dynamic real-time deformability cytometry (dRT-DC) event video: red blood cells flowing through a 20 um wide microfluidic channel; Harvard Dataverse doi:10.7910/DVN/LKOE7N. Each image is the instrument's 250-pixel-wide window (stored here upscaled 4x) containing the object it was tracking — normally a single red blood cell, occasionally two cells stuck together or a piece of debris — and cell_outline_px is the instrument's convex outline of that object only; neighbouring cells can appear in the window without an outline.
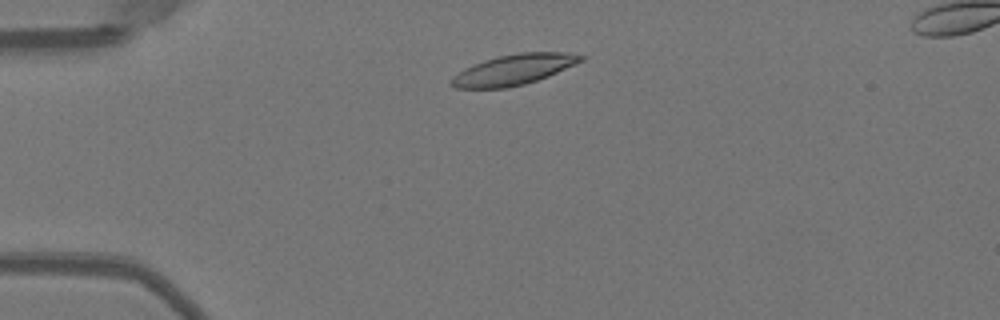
{"species": "Egyptian fruit bat (a non-hibernating species)", "species_latin": "Rousettus aegyptiacus", "temperature_condition": "warm", "stored_images_in_passage": 45, "camera_frame_rate_fps": 3000, "um_per_image_px": 0.085, "animal": {"sex": "female"}, "frame": {"image": 1, "passage_image": 6, "time_ms": 1.667, "image_size_px": [1000, 320], "cell_outline_px": [[584, 60], [548, 76], [524, 84], [508, 88], [456, 88], [452, 84], [452, 80], [464, 68], [472, 64], [484, 60], [500, 56], [520, 52], [564, 52], [584, 56]], "centroid_in_image_um": [43.69, 5.91], "position_along_channel_um": 41.3, "area_um2": 22.6}}
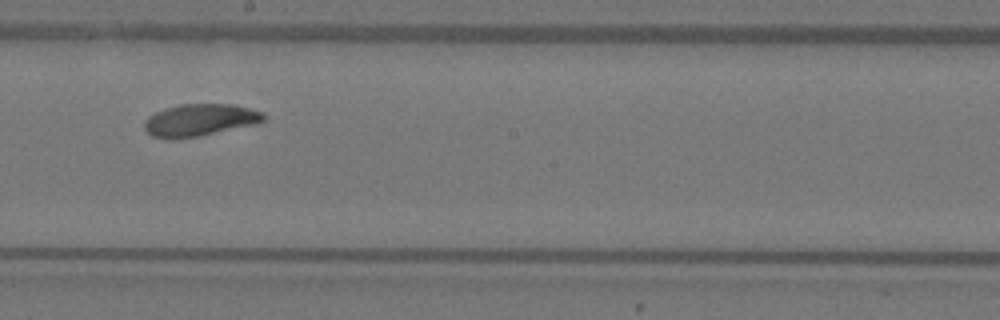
{"frame": {"image": 2, "passage_image": 23, "time_ms": 7.333, "image_size_px": [1000, 320], "cell_outline_px": [[268, 116], [264, 120], [256, 124], [200, 136], [176, 140], [168, 140], [152, 136], [144, 128], [144, 120], [148, 116], [164, 108], [180, 104], [232, 104], [264, 112]], "centroid_in_image_um": [16.97, 10.22], "position_along_channel_um": 231.2, "area_um2": 22.72}}
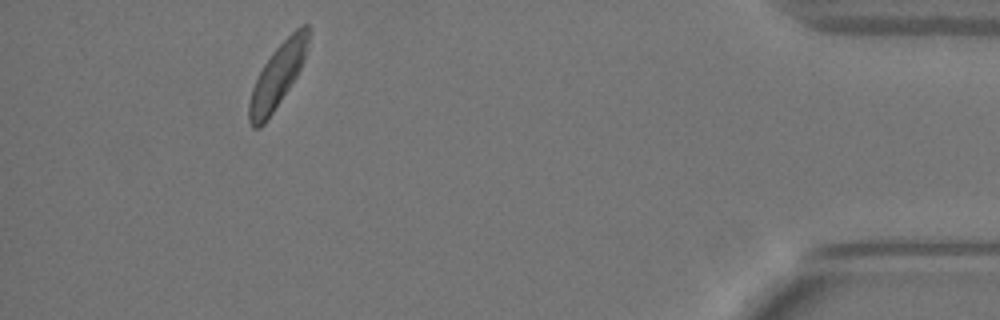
{"frame": {"image": 3, "passage_image": 41, "time_ms": 13.333, "image_size_px": [1000, 320], "cell_outline_px": [[308, 40], [304, 60], [296, 76], [264, 124], [260, 128], [252, 128], [248, 120], [248, 104], [252, 88], [264, 64], [272, 52], [300, 24], [308, 24]], "centroid_in_image_um": [23.56, 6.46], "position_along_channel_um": 411.6, "area_um2": 21.33}, "authors_computed_cell_mechanics": {"area_um2": 22.3686, "velocity_mm_per_s": 3.9221, "shape_relaxation_time_tau1_ms": 2.086, "shape_relaxation_time_tau2_ms": 4.8999, "deformation_change_tau1": 0.117, "deformation_change_tau2": 0.1082}}